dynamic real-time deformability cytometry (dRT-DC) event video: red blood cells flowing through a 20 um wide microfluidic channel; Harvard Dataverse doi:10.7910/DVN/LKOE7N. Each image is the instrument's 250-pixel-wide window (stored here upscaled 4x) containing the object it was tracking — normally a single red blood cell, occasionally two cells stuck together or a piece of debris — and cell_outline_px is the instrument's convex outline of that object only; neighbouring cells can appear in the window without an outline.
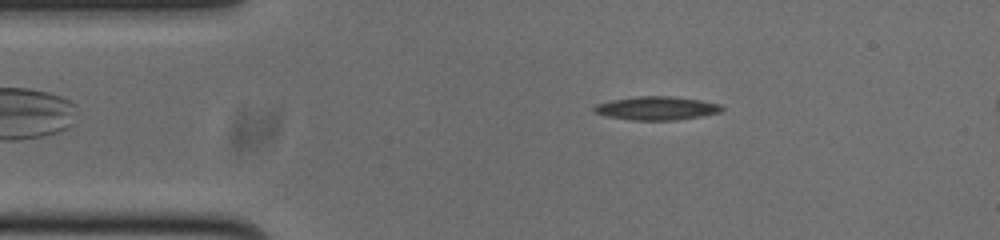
{"species": "common noctule bat (a hibernating species)", "species_latin": "Nyctalus noctula", "temperature_condition": "cold", "stored_images_in_passage": 45, "segment_of_instrument_passage": [1, 2], "camera_frame_rate_fps": 3000, "um_per_image_px": 0.085, "animal": {"sex": "male", "body_mass_g": 20.0, "forearm_length_mm": 53.3}, "frame": {"image": 1, "passage_image": 1, "time_ms": 0.0, "image_size_px": [1000, 240], "cell_outline_px": [[724, 108], [720, 112], [700, 116], [676, 120], [632, 120], [608, 116], [592, 112], [592, 108], [596, 104], [612, 100], [640, 96], [668, 96], [700, 100], [720, 104]], "centroid_in_image_um": [55.79, 9.2], "position_along_channel_um": 29.2, "area_um2": 17.34}}
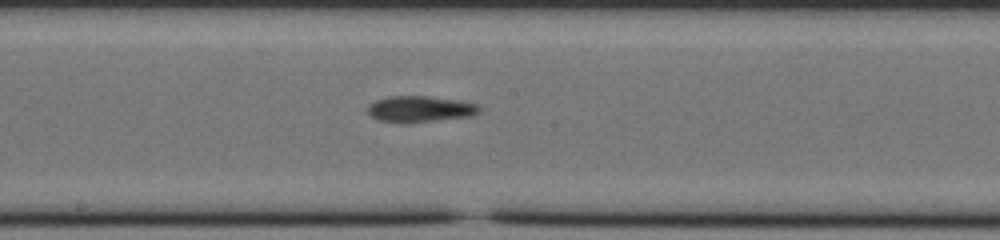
{"frame": {"image": 2, "passage_image": 19, "time_ms": 6.0, "image_size_px": [1000, 240], "cell_outline_px": [[480, 112], [472, 116], [404, 124], [400, 124], [380, 120], [372, 116], [368, 112], [368, 104], [376, 100], [388, 96], [428, 96], [456, 100], [476, 104], [480, 108]], "centroid_in_image_um": [35.68, 9.28], "position_along_channel_um": 212.5, "area_um2": 17.11}}
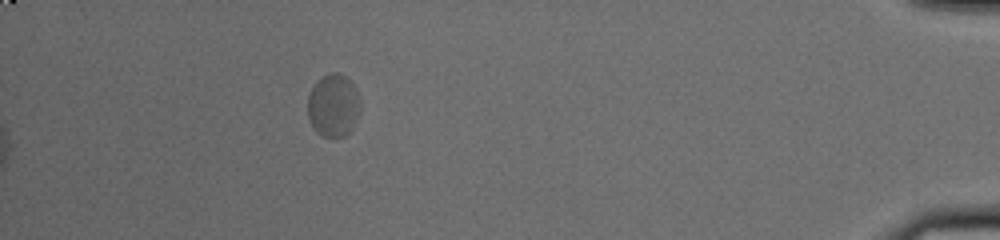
{"frame": {"image": 3, "passage_image": 40, "time_ms": 13.0, "image_size_px": [1000, 240], "cell_outline_px": [[360, 108], [352, 128], [344, 136], [320, 136], [316, 132], [308, 116], [308, 96], [316, 80], [332, 72], [340, 72], [352, 84], [356, 92], [360, 104]], "centroid_in_image_um": [28.31, 8.96], "position_along_channel_um": 406.9, "area_um2": 18.9}}